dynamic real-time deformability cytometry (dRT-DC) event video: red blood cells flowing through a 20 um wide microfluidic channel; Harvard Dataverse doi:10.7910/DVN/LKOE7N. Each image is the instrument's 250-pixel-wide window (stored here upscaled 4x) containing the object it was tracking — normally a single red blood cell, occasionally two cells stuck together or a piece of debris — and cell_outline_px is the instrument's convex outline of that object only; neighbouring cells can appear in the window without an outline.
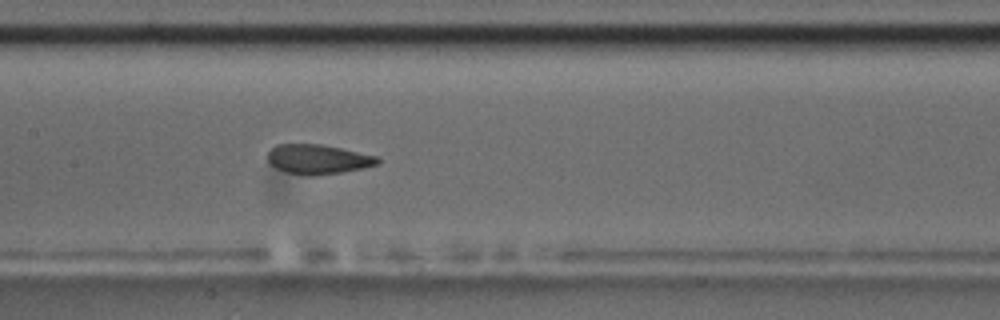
{"species": "common noctule bat (a hibernating species)", "species_latin": "Nyctalus noctula", "temperature_condition": "room temperature", "stored_images_in_passage": 18, "camera_frame_rate_fps": 3000, "um_per_image_px": 0.085, "animal": {"sex": "male", "body_mass_g": 17.5, "forearm_length_mm": 52.3}, "frame": {"image": 1, "passage_image": 12, "time_ms": 3.667, "image_size_px": [1000, 320], "cell_outline_px": [[380, 164], [340, 172], [316, 176], [304, 176], [284, 172], [268, 164], [268, 152], [276, 144], [320, 144], [340, 148], [376, 156], [380, 160]], "centroid_in_image_um": [26.97, 13.55], "position_along_channel_um": 180.4, "area_um2": 19.02}}